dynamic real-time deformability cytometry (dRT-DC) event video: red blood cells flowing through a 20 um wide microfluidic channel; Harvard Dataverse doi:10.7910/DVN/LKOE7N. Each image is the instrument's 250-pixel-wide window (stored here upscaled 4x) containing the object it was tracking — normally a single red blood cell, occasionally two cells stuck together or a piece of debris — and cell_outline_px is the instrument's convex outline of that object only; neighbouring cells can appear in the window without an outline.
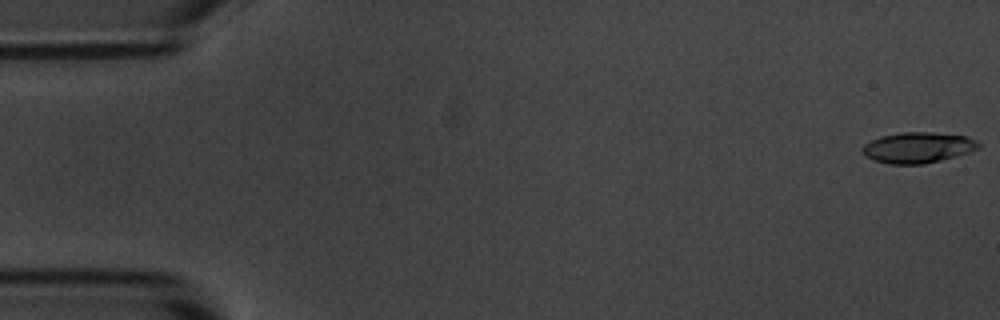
{"species": "common noctule bat (a hibernating species)", "species_latin": "Nyctalus noctula", "temperature_condition": "room temperature", "stored_images_in_passage": 55, "camera_frame_rate_fps": 3000, "um_per_image_px": 0.085, "animal": {"sex": "male", "body_mass_g": 20.1, "forearm_length_mm": 53.5}, "frame": {"image": 1, "passage_image": 1, "time_ms": 0.0, "image_size_px": [1000, 320], "cell_outline_px": [[980, 148], [956, 156], [924, 164], [888, 164], [872, 160], [864, 156], [860, 152], [860, 148], [864, 144], [880, 136], [900, 132], [932, 132], [968, 136], [976, 140], [980, 144]], "centroid_in_image_um": [77.97, 12.54], "position_along_channel_um": 7.0, "area_um2": 21.1}}
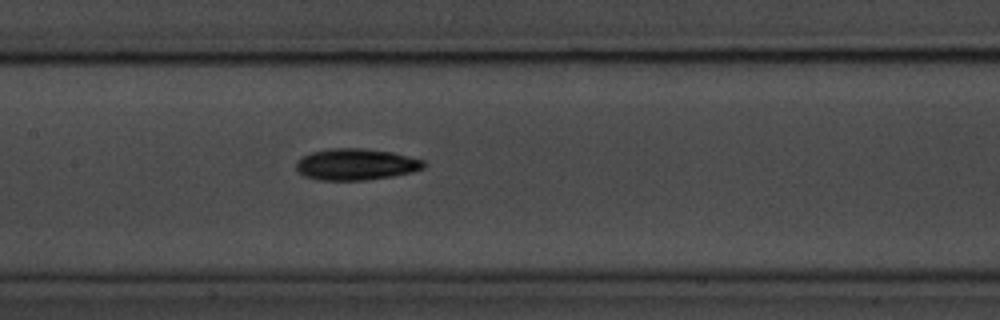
{"frame": {"image": 2, "passage_image": 26, "time_ms": 8.333, "image_size_px": [1000, 320], "cell_outline_px": [[428, 164], [424, 168], [412, 172], [392, 176], [364, 180], [320, 180], [304, 176], [296, 168], [296, 160], [300, 156], [312, 152], [328, 148], [364, 148], [392, 152], [424, 160]], "centroid_in_image_um": [30.25, 13.96], "position_along_channel_um": 177.1, "area_um2": 23.58}}
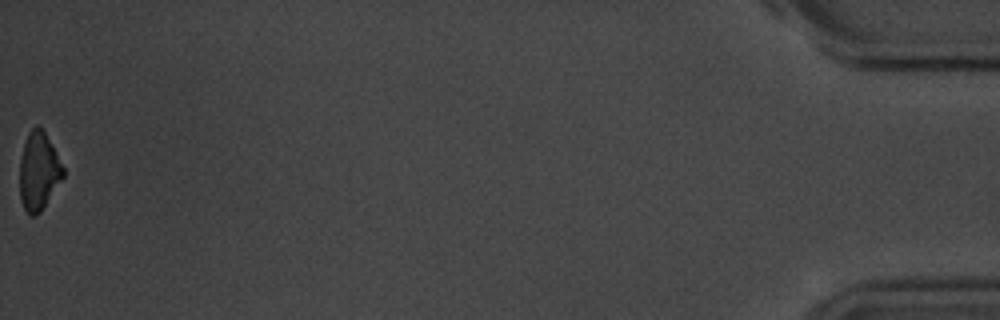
{"frame": {"image": 3, "passage_image": 55, "time_ms": 18.0, "image_size_px": [1000, 320], "cell_outline_px": [[64, 176], [40, 212], [32, 216], [24, 208], [20, 200], [20, 160], [24, 144], [28, 132], [36, 124], [44, 132], [56, 152], [64, 168]], "centroid_in_image_um": [3.28, 14.55], "position_along_channel_um": 431.9, "area_um2": 19.42}, "authors_computed_cell_mechanics": {"area_um2": 21.1548, "velocity_mm_per_s": 3.6766, "shape_relaxation_time_tau1_ms": 3.0702, "shape_relaxation_time_tau2_ms": null, "deformation_change_tau1": 0.1177, "deformation_change_tau2": null}}